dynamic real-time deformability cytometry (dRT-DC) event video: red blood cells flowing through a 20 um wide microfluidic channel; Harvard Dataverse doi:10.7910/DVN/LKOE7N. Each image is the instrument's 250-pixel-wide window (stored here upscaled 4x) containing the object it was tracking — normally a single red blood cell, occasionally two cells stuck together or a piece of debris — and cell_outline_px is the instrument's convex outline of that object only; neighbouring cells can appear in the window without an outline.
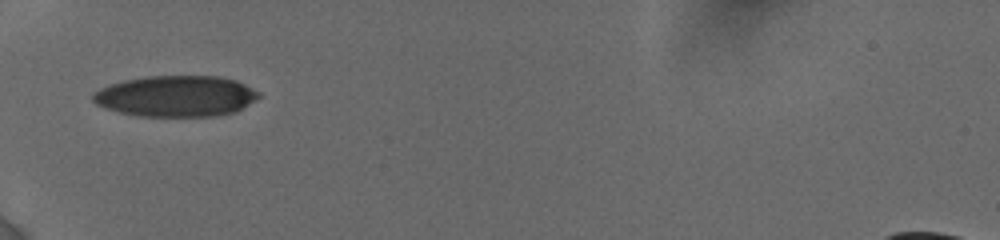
{"species": "human", "species_latin": "Homo sapiens", "temperature_condition": "cold", "stored_images_in_passage": 7, "camera_frame_rate_fps": 3000, "um_per_image_px": 0.085, "donor": {"sex": "female"}, "frame": {"image": 1, "passage_image": 1, "time_ms": 0.0, "image_size_px": [1000, 240], "cell_outline_px": [[260, 96], [236, 112], [216, 116], [136, 116], [104, 108], [96, 104], [92, 100], [92, 92], [108, 84], [124, 80], [148, 76], [220, 76], [236, 80], [260, 92]], "centroid_in_image_um": [14.93, 8.17], "position_along_channel_um": 70.1, "area_um2": 39.88}}
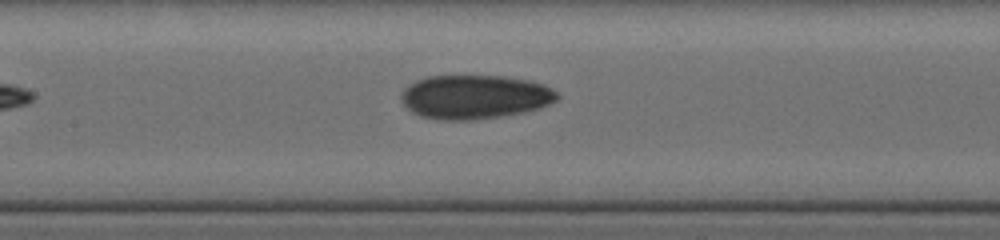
{"frame": {"image": 2, "passage_image": 5, "time_ms": 2.667, "image_size_px": [1000, 240], "cell_outline_px": [[560, 96], [556, 100], [540, 108], [524, 112], [500, 116], [472, 120], [440, 120], [420, 116], [412, 112], [404, 104], [400, 96], [404, 88], [408, 84], [416, 80], [428, 76], [504, 76], [528, 80], [544, 84], [552, 88]], "centroid_in_image_um": [40.34, 8.23], "position_along_channel_um": 167.1, "area_um2": 40.06}}
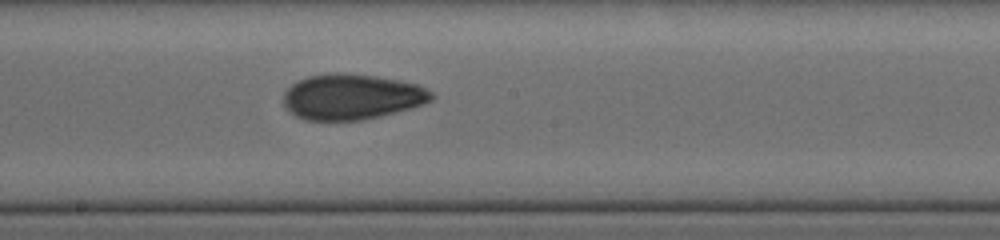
{"frame": {"image": 3, "passage_image": 7, "time_ms": 4.0, "image_size_px": [1000, 240], "cell_outline_px": [[436, 96], [432, 100], [424, 104], [412, 108], [380, 116], [360, 120], [304, 120], [296, 116], [284, 104], [284, 92], [292, 84], [308, 76], [332, 72], [344, 72], [376, 76], [400, 80], [420, 84], [432, 92]], "centroid_in_image_um": [29.95, 8.21], "position_along_channel_um": 218.2, "area_um2": 39.54}}